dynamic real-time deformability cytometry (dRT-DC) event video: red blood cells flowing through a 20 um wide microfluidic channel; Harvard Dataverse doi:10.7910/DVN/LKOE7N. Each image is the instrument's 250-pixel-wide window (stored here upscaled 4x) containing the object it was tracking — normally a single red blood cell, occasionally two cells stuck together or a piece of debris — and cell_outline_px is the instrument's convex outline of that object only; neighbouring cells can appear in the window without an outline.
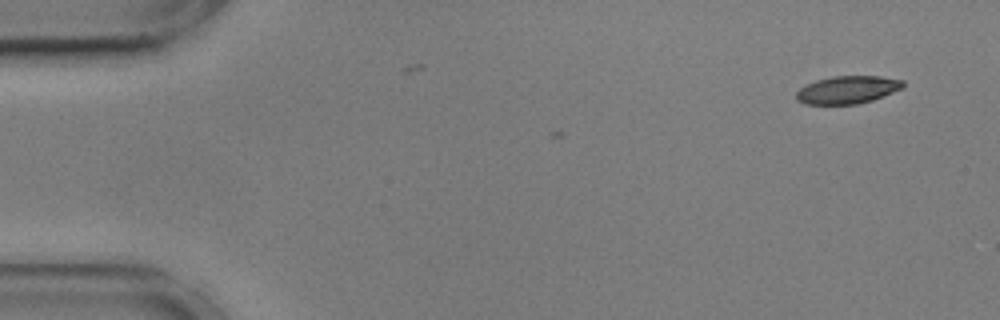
{"species": "common noctule bat (a hibernating species)", "species_latin": "Nyctalus noctula", "temperature_condition": "cold", "stored_images_in_passage": 2, "camera_frame_rate_fps": 3000, "um_per_image_px": 0.085, "animal": {"sex": "male", "body_mass_g": 17.9, "forearm_length_mm": 54.2}, "frame": {"image": 1, "passage_image": 2, "time_ms": 0.333, "image_size_px": [1000, 320], "cell_outline_px": [[904, 88], [872, 100], [856, 104], [804, 104], [796, 100], [796, 92], [800, 88], [816, 80], [832, 76], [880, 76], [904, 80]], "centroid_in_image_um": [72.05, 7.63], "position_along_channel_um": 13.0, "area_um2": 17.28}}